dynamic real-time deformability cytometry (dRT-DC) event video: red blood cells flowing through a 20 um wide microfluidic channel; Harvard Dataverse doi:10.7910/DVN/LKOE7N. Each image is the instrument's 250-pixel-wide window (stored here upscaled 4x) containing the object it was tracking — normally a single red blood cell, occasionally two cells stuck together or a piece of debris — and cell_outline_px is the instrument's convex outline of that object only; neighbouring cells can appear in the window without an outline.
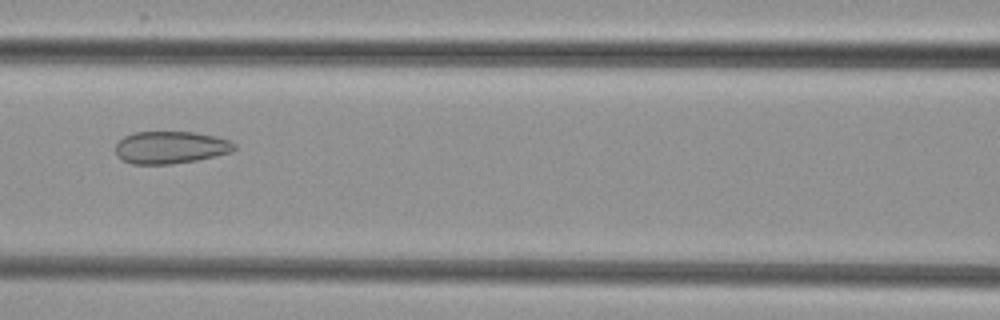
{"species": "common noctule bat (a hibernating species)", "species_latin": "Nyctalus noctula", "temperature_condition": "cold", "stored_images_in_passage": 9, "camera_frame_rate_fps": 3000, "um_per_image_px": 0.085, "animal": {"sex": "female", "body_mass_g": 29.2, "forearm_length_mm": 56.3}, "frame": {"image": 1, "passage_image": 6, "time_ms": 7.0, "image_size_px": [1000, 320], "cell_outline_px": [[236, 148], [232, 152], [216, 156], [196, 160], [172, 164], [132, 164], [116, 156], [116, 144], [124, 136], [132, 132], [196, 132], [216, 136], [228, 140], [236, 144]], "centroid_in_image_um": [14.51, 12.53], "position_along_channel_um": 152.1, "area_um2": 22.54}}
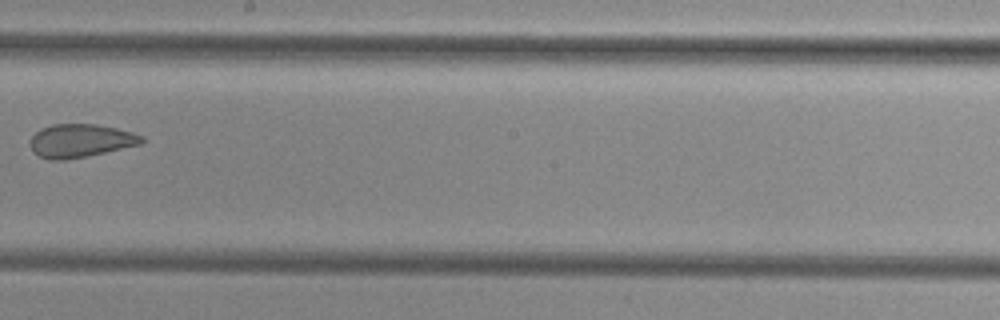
{"frame": {"image": 2, "passage_image": 8, "time_ms": 9.333, "image_size_px": [1000, 320], "cell_outline_px": [[144, 140], [140, 144], [104, 152], [64, 160], [48, 160], [32, 152], [28, 144], [28, 140], [40, 128], [52, 124], [96, 124], [116, 128], [132, 132], [144, 136]], "centroid_in_image_um": [6.77, 11.95], "position_along_channel_um": 241.4, "area_um2": 21.68}}
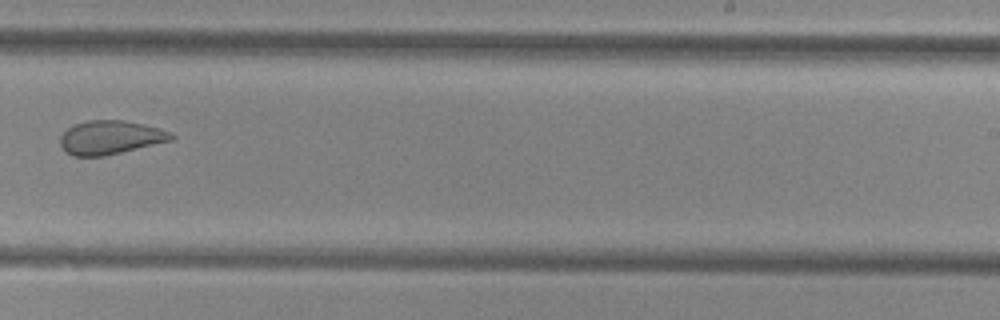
{"frame": {"image": 3, "passage_image": 9, "time_ms": 10.333, "image_size_px": [1000, 320], "cell_outline_px": [[176, 136], [172, 140], [104, 156], [72, 156], [60, 144], [60, 136], [68, 128], [76, 124], [88, 120], [124, 120], [144, 124], [160, 128], [172, 132]], "centroid_in_image_um": [9.41, 11.67], "position_along_channel_um": 279.6, "area_um2": 21.73}}